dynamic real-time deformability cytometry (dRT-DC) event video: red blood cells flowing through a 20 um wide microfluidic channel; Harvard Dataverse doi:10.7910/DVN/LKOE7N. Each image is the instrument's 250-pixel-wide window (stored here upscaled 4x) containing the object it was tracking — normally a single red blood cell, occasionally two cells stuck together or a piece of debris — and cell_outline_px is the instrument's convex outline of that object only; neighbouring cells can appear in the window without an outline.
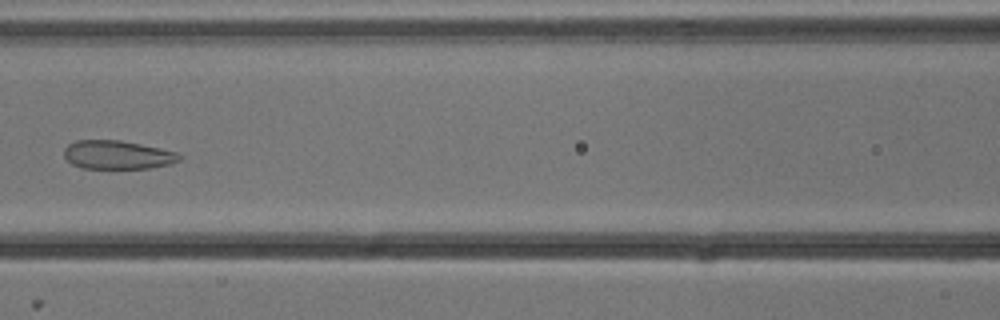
{"species": "common noctule bat (a hibernating species)", "species_latin": "Nyctalus noctula", "temperature_condition": "cold", "stored_images_in_passage": 7, "camera_frame_rate_fps": 3000, "um_per_image_px": 0.085, "animal": {"sex": "male", "body_mass_g": 13.3}, "frame": {"image": 1, "passage_image": 7, "time_ms": 2.0, "image_size_px": [1000, 320], "cell_outline_px": [[184, 156], [180, 160], [168, 164], [152, 168], [84, 168], [72, 164], [64, 156], [64, 148], [68, 144], [76, 140], [120, 140], [160, 148], [176, 152]], "centroid_in_image_um": [9.99, 13.15], "position_along_channel_um": 156.6, "area_um2": 19.19}}